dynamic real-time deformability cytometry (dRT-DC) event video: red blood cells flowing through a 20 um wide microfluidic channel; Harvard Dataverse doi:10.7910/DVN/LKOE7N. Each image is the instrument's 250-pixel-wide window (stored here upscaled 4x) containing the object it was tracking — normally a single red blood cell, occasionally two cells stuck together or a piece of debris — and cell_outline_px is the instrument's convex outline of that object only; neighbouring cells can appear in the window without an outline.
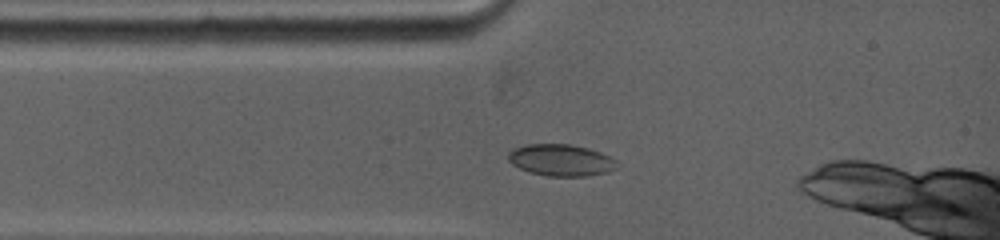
{"species": "common noctule bat (a hibernating species)", "species_latin": "Nyctalus noctula", "temperature_condition": "warm", "stored_images_in_passage": 1, "camera_frame_rate_fps": 5000, "um_per_image_px": 0.085, "animal": {"sex": "female", "body_mass_g": 19.0, "forearm_length_mm": 53.3}, "frame": {"image": 1, "passage_image": 1, "time_ms": 0.0, "image_size_px": [1000, 240], "cell_outline_px": [[620, 164], [616, 168], [608, 172], [588, 176], [548, 176], [528, 172], [512, 164], [508, 160], [508, 152], [512, 148], [524, 144], [568, 144], [588, 148], [600, 152], [616, 160]], "centroid_in_image_um": [47.67, 13.61], "position_along_channel_um": 37.3, "area_um2": 20.29}}